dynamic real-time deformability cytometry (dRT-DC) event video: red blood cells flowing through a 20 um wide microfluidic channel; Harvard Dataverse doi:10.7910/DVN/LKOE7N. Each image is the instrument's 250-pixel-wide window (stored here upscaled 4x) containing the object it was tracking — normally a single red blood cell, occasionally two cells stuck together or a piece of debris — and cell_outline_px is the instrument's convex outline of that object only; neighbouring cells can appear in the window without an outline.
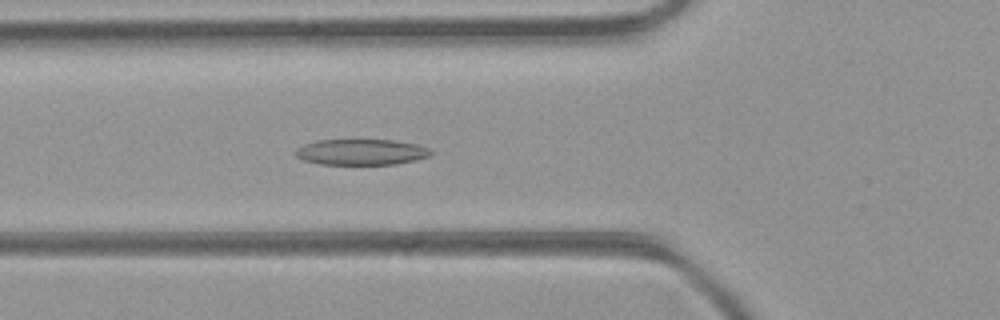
{"species": "common noctule bat (a hibernating species)", "species_latin": "Nyctalus noctula", "temperature_condition": "room temperature", "stored_images_in_passage": 40, "camera_frame_rate_fps": 3000, "um_per_image_px": 0.085, "animal": {"sex": "female", "body_mass_g": 21.9}, "frame": {"image": 1, "passage_image": 10, "time_ms": 3.0, "image_size_px": [1000, 320], "cell_outline_px": [[432, 156], [416, 160], [396, 164], [320, 164], [304, 160], [296, 156], [296, 148], [304, 144], [316, 140], [396, 140], [416, 144], [428, 148], [432, 152]], "centroid_in_image_um": [30.73, 12.92], "position_along_channel_um": 95.1, "area_um2": 20.4}}
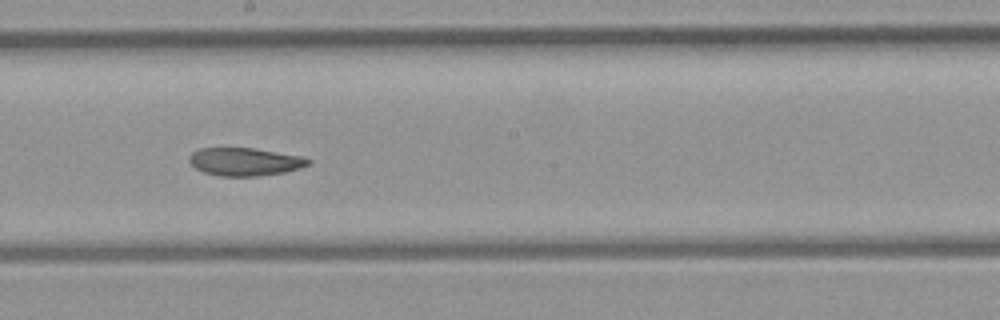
{"frame": {"image": 2, "passage_image": 19, "time_ms": 6.0, "image_size_px": [1000, 320], "cell_outline_px": [[312, 160], [308, 164], [300, 168], [284, 172], [256, 176], [220, 176], [204, 172], [196, 168], [188, 160], [188, 156], [192, 152], [200, 148], [256, 148], [300, 156]], "centroid_in_image_um": [20.79, 13.74], "position_along_channel_um": 227.4, "area_um2": 19.31}}
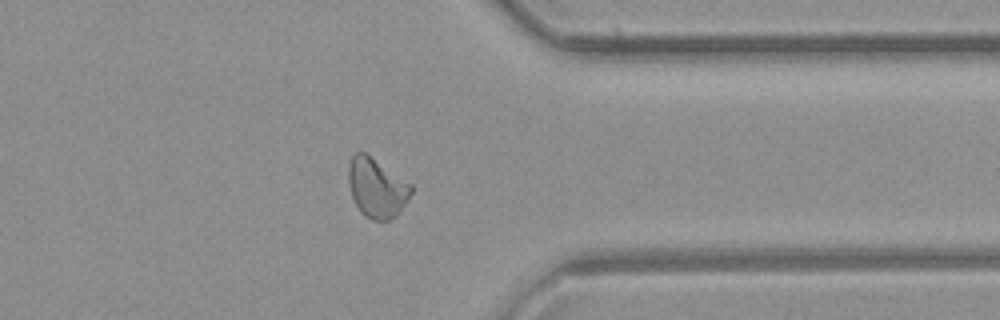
{"frame": {"image": 3, "passage_image": 30, "time_ms": 9.667, "image_size_px": [1000, 320], "cell_outline_px": [[412, 192], [408, 200], [396, 216], [388, 220], [372, 220], [364, 216], [360, 212], [352, 196], [348, 180], [348, 164], [352, 156], [356, 152], [364, 152], [412, 184]], "centroid_in_image_um": [32.02, 15.98], "position_along_channel_um": 379.4, "area_um2": 21.62}, "authors_computed_cell_mechanics": {"area_um2": 21.097, "velocity_mm_per_s": 4.388, "shape_relaxation_time_tau1_ms": null, "shape_relaxation_time_tau2_ms": 4.5582, "deformation_change_tau1": null, "deformation_change_tau2": 0.1127}}